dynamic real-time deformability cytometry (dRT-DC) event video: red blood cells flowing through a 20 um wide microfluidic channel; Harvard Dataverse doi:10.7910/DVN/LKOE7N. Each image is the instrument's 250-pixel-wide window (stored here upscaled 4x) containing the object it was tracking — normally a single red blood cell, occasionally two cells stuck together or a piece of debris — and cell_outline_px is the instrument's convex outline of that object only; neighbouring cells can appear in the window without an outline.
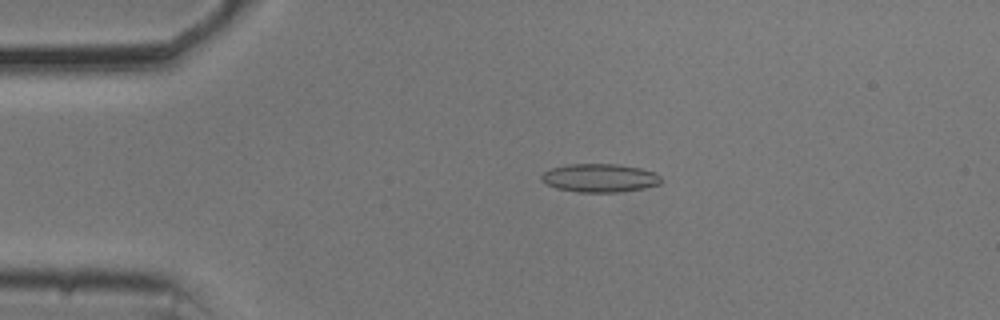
{"species": "common noctule bat (a hibernating species)", "species_latin": "Nyctalus noctula", "temperature_condition": "cold", "stored_images_in_passage": 54, "camera_frame_rate_fps": 3000, "um_per_image_px": 0.085, "animal": {"sex": "male", "body_mass_g": 20.5, "forearm_length_mm": 52.5}, "frame": {"image": 1, "passage_image": 11, "time_ms": 3.333, "image_size_px": [1000, 320], "cell_outline_px": [[664, 180], [660, 184], [644, 188], [620, 192], [576, 192], [556, 188], [544, 184], [540, 180], [540, 176], [544, 172], [552, 168], [568, 164], [620, 164], [640, 168], [656, 172]], "centroid_in_image_um": [50.98, 15.13], "position_along_channel_um": 34.0, "area_um2": 20.11}}
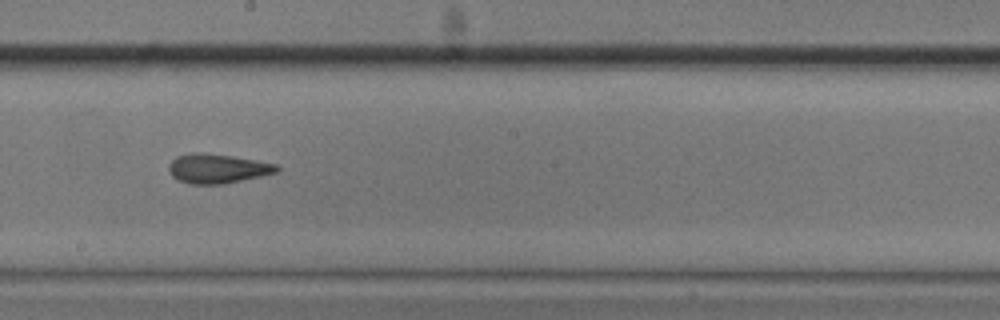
{"frame": {"image": 2, "passage_image": 30, "time_ms": 9.667, "image_size_px": [1000, 320], "cell_outline_px": [[280, 172], [224, 184], [188, 184], [172, 176], [168, 168], [168, 164], [176, 156], [192, 152], [200, 152], [232, 156], [256, 160], [276, 164], [280, 168]], "centroid_in_image_um": [18.49, 14.32], "position_along_channel_um": 229.7, "area_um2": 18.61}}
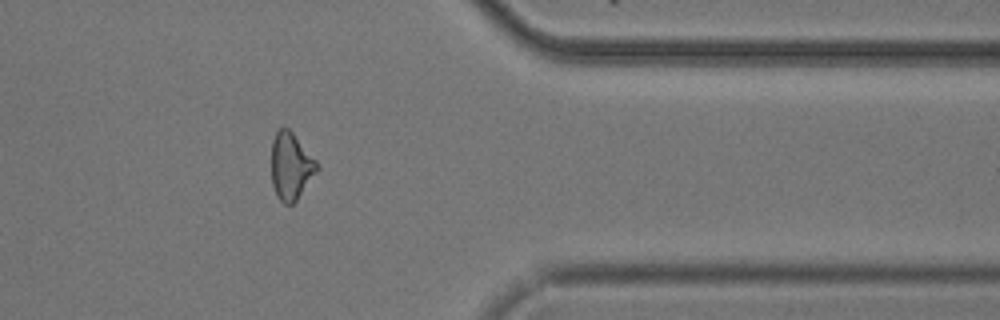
{"frame": {"image": 3, "passage_image": 44, "time_ms": 14.333, "image_size_px": [1000, 320], "cell_outline_px": [[320, 168], [296, 200], [292, 204], [284, 204], [276, 196], [272, 184], [272, 140], [276, 132], [284, 124], [292, 132], [316, 160]], "centroid_in_image_um": [24.72, 14.11], "position_along_channel_um": 386.7, "area_um2": 17.8}, "authors_computed_cell_mechanics": {"area_um2": 18.6983, "velocity_mm_per_s": 3.69, "shape_relaxation_time_tau1_ms": 3.9405, "shape_relaxation_time_tau2_ms": 2.27, "deformation_change_tau1": 0.1251, "deformation_change_tau2": 0.1018}}